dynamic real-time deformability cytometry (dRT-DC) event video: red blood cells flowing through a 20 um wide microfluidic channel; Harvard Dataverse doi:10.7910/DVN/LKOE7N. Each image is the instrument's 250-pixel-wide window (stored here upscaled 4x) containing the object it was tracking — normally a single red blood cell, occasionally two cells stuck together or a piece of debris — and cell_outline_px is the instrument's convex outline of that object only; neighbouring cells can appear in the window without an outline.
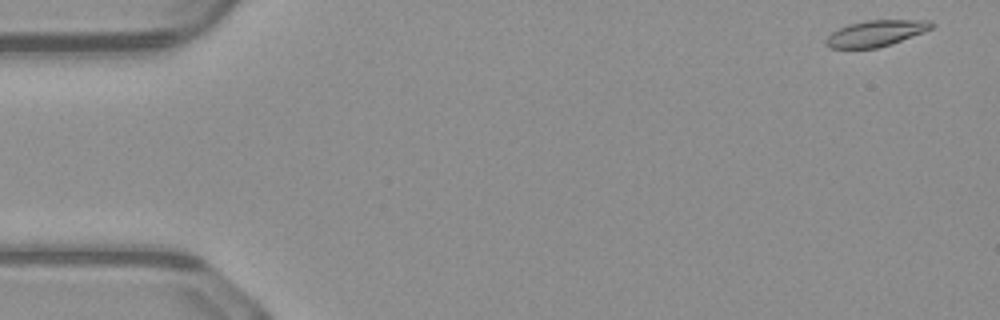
{"species": "common noctule bat (a hibernating species)", "species_latin": "Nyctalus noctula", "temperature_condition": "warm", "stored_images_in_passage": 49, "camera_frame_rate_fps": 3000, "um_per_image_px": 0.085, "animal": {"sex": "male", "body_mass_g": 23.1, "forearm_length_mm": 52.7}, "frame": {"image": 1, "passage_image": 1, "time_ms": 0.0, "image_size_px": [1000, 320], "cell_outline_px": [[936, 24], [932, 28], [924, 32], [892, 44], [876, 48], [828, 48], [824, 44], [824, 40], [832, 32], [848, 24], [868, 20], [932, 20]], "centroid_in_image_um": [74.46, 2.83], "position_along_channel_um": 10.5, "area_um2": 16.18}}
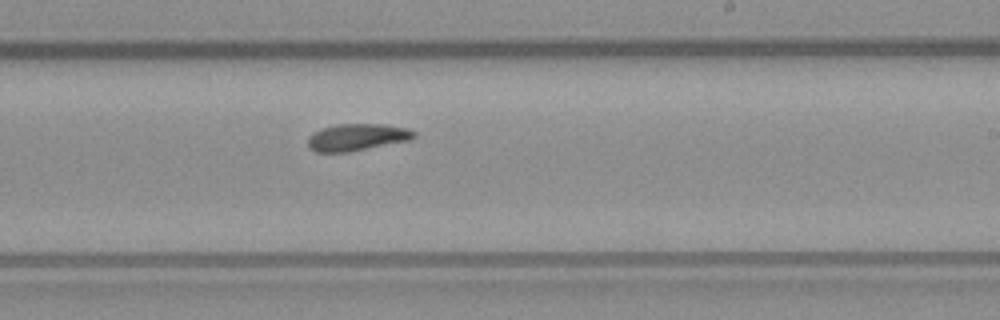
{"frame": {"image": 2, "passage_image": 29, "time_ms": 9.333, "image_size_px": [1000, 320], "cell_outline_px": [[416, 136], [412, 140], [348, 152], [316, 152], [308, 148], [308, 136], [312, 132], [320, 128], [336, 124], [384, 124], [408, 128], [416, 132]], "centroid_in_image_um": [30.34, 11.66], "position_along_channel_um": 258.7, "area_um2": 16.99}}
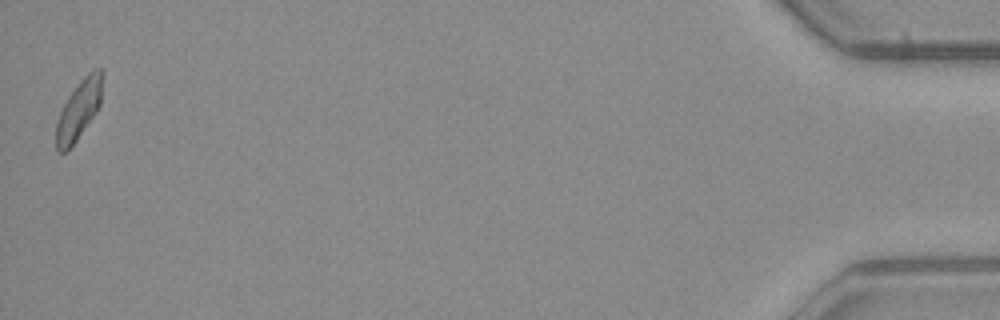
{"frame": {"image": 3, "passage_image": 49, "time_ms": 16.0, "image_size_px": [1000, 320], "cell_outline_px": [[104, 76], [100, 104], [96, 112], [76, 140], [64, 152], [60, 152], [56, 148], [56, 120], [68, 96], [80, 80], [92, 68], [104, 68]], "centroid_in_image_um": [6.73, 9.23], "position_along_channel_um": 428.5, "area_um2": 16.01}}